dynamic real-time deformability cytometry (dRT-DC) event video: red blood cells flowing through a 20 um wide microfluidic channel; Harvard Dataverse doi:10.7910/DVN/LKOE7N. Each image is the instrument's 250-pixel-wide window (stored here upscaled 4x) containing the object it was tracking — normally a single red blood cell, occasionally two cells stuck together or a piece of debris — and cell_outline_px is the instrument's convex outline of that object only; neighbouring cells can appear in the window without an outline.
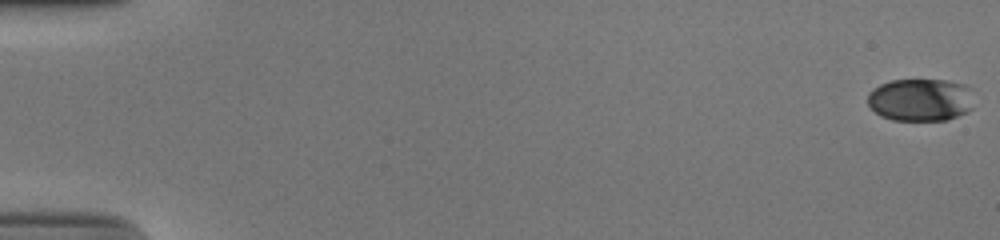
{"species": "human", "species_latin": "Homo sapiens", "temperature_condition": "cold", "stored_images_in_passage": 54, "camera_frame_rate_fps": 3000, "um_per_image_px": 0.085, "donor": {"sex": "male"}, "frame": {"image": 1, "passage_image": 1, "time_ms": 0.0, "image_size_px": [1000, 240], "cell_outline_px": [[972, 108], [968, 112], [948, 120], [892, 120], [880, 116], [868, 104], [868, 92], [872, 88], [880, 84], [892, 80], [948, 80], [964, 84], [972, 88]], "centroid_in_image_um": [78.26, 8.48], "position_along_channel_um": 6.7, "area_um2": 26.76}}
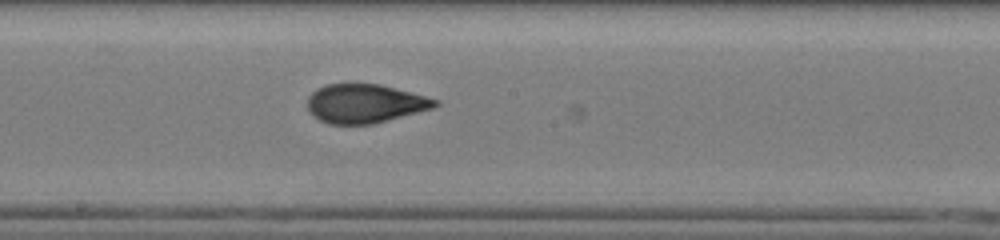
{"frame": {"image": 2, "passage_image": 31, "time_ms": 10.0, "image_size_px": [1000, 240], "cell_outline_px": [[440, 104], [432, 108], [372, 124], [328, 124], [312, 116], [308, 112], [308, 96], [316, 88], [324, 84], [380, 84], [440, 100]], "centroid_in_image_um": [30.98, 8.8], "position_along_channel_um": 217.2, "area_um2": 28.84}}
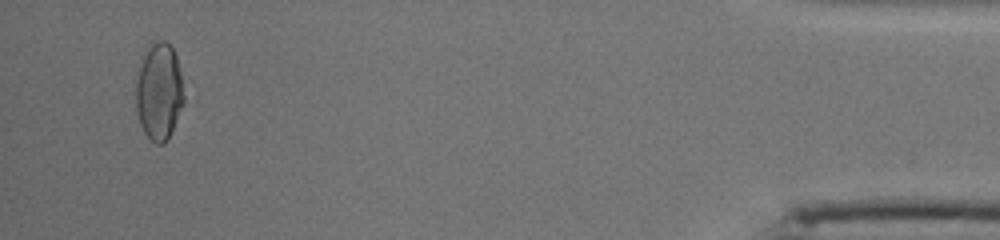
{"frame": {"image": 3, "passage_image": 52, "time_ms": 17.0, "image_size_px": [1000, 240], "cell_outline_px": [[184, 104], [164, 144], [156, 144], [144, 132], [140, 124], [136, 108], [136, 84], [140, 56], [152, 44], [160, 40], [164, 40], [172, 48], [176, 56], [180, 72], [184, 96]], "centroid_in_image_um": [13.5, 7.76], "position_along_channel_um": 421.7, "area_um2": 26.99}, "authors_computed_cell_mechanics": {"area_um2": 28.7266, "velocity_mm_per_s": 3.9229, "shape_relaxation_time_tau1_ms": 6.5309, "shape_relaxation_time_tau2_ms": 0.8042, "deformation_change_tau1": 0.1864, "deformation_change_tau2": 0.0637}}